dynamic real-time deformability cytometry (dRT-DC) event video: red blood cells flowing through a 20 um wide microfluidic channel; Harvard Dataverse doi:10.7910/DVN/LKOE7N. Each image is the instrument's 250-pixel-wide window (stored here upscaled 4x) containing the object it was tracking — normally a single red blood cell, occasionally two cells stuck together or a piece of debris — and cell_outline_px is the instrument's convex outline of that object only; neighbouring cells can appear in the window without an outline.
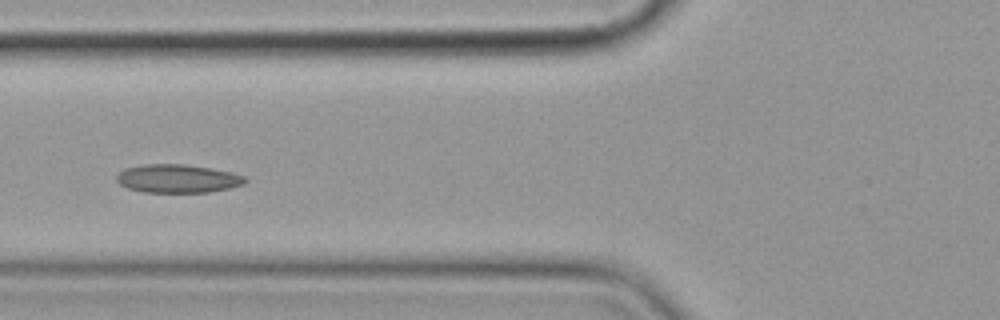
{"species": "common noctule bat (a hibernating species)", "species_latin": "Nyctalus noctula", "temperature_condition": "cold", "stored_images_in_passage": 8, "camera_frame_rate_fps": 3000, "um_per_image_px": 0.085, "animal": {"sex": "female", "body_mass_g": 19.9}, "frame": {"image": 1, "passage_image": 6, "time_ms": 6.0, "image_size_px": [1000, 320], "cell_outline_px": [[248, 180], [244, 184], [228, 188], [208, 192], [144, 192], [128, 188], [120, 184], [116, 180], [116, 176], [124, 168], [144, 164], [180, 164], [212, 168], [232, 172], [244, 176]], "centroid_in_image_um": [15.1, 15.17], "position_along_channel_um": 110.7, "area_um2": 21.21}}
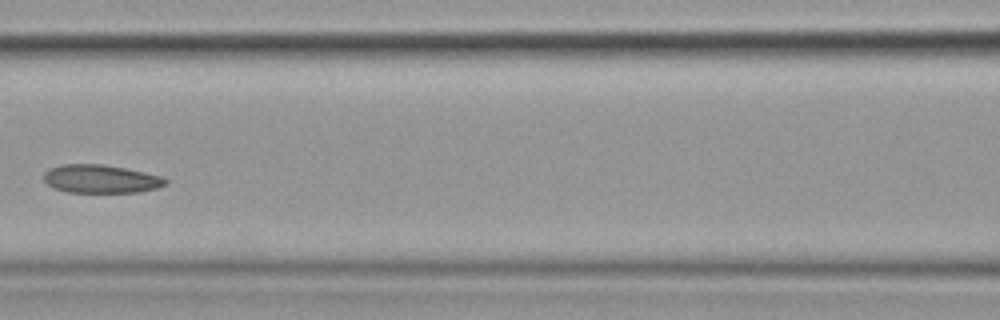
{"frame": {"image": 2, "passage_image": 7, "time_ms": 7.333, "image_size_px": [1000, 320], "cell_outline_px": [[168, 184], [156, 188], [140, 192], [68, 192], [56, 188], [48, 184], [44, 180], [44, 172], [48, 168], [60, 164], [100, 164], [124, 168], [144, 172], [160, 176], [168, 180]], "centroid_in_image_um": [8.56, 15.2], "position_along_channel_um": 158.0, "area_um2": 20.0}}
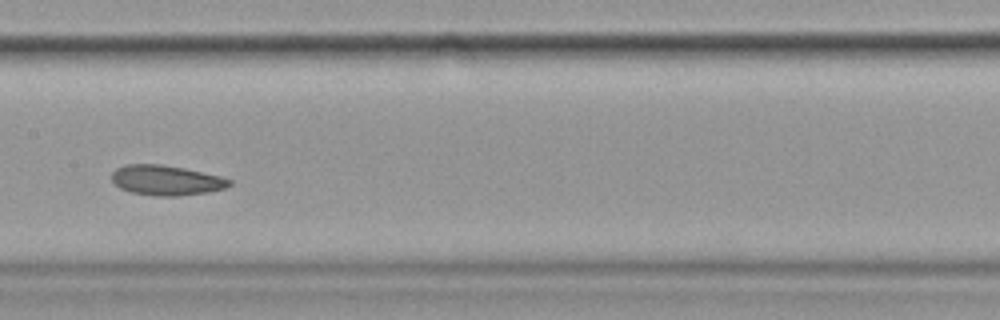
{"frame": {"image": 3, "passage_image": 8, "time_ms": 8.333, "image_size_px": [1000, 320], "cell_outline_px": [[232, 184], [224, 188], [208, 192], [176, 196], [156, 196], [132, 192], [120, 188], [112, 180], [112, 172], [116, 168], [124, 164], [160, 164], [184, 168], [220, 176], [232, 180]], "centroid_in_image_um": [14.12, 15.31], "position_along_channel_um": 193.3, "area_um2": 20.52}}